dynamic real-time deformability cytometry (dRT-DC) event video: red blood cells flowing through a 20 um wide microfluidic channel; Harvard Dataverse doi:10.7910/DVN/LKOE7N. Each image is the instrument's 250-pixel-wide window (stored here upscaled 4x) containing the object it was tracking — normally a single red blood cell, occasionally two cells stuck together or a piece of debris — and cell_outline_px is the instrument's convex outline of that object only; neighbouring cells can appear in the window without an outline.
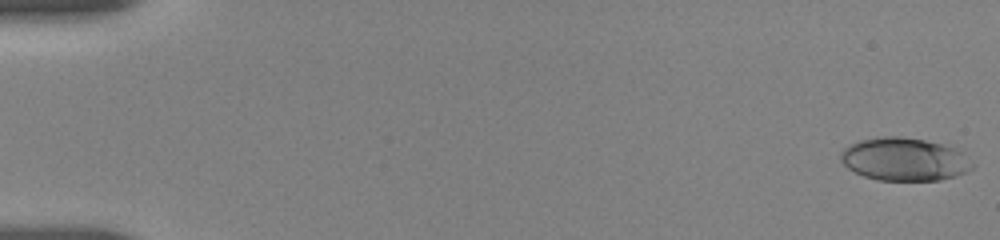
{"species": "human", "species_latin": "Homo sapiens", "temperature_condition": "room temperature", "stored_images_in_passage": 17, "camera_frame_rate_fps": 3000, "um_per_image_px": 0.085, "donor": {"sex": "female"}, "frame": {"image": 1, "passage_image": 1, "time_ms": 0.0, "image_size_px": [1000, 240], "cell_outline_px": [[976, 164], [972, 168], [956, 176], [940, 180], [880, 180], [864, 176], [848, 168], [840, 160], [840, 152], [844, 148], [860, 140], [884, 136], [900, 136], [924, 140], [940, 144], [952, 148], [960, 152]], "centroid_in_image_um": [76.85, 13.54], "position_along_channel_um": 8.1, "area_um2": 32.66}}
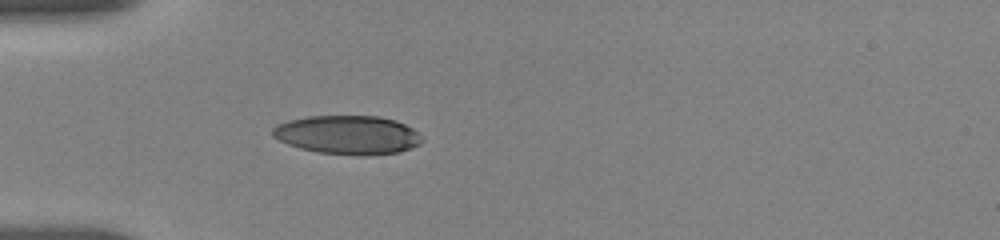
{"frame": {"image": 2, "passage_image": 15, "time_ms": 5.333, "image_size_px": [1000, 240], "cell_outline_px": [[424, 140], [420, 144], [400, 152], [364, 156], [356, 156], [316, 152], [300, 148], [288, 144], [272, 136], [272, 128], [276, 124], [288, 120], [308, 116], [380, 116], [396, 120], [412, 128]], "centroid_in_image_um": [29.55, 11.47], "position_along_channel_um": 55.5, "area_um2": 34.04}}
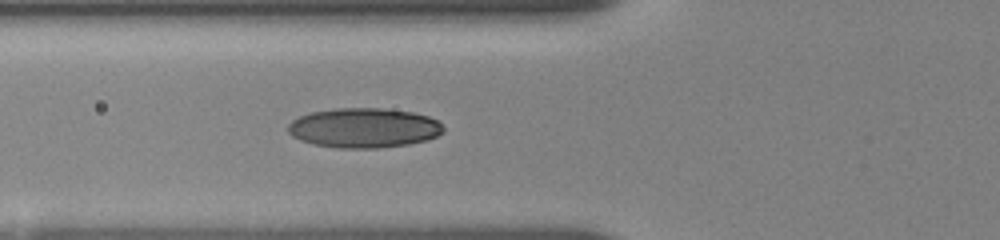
{"frame": {"image": 3, "passage_image": 17, "time_ms": 6.667, "image_size_px": [1000, 240], "cell_outline_px": [[444, 132], [428, 140], [408, 144], [376, 148], [340, 148], [316, 144], [300, 140], [292, 136], [288, 132], [288, 124], [292, 120], [300, 116], [312, 112], [336, 108], [380, 108], [412, 112], [428, 116], [436, 120], [444, 128]], "centroid_in_image_um": [30.93, 10.87], "position_along_channel_um": 94.9, "area_um2": 35.84}}